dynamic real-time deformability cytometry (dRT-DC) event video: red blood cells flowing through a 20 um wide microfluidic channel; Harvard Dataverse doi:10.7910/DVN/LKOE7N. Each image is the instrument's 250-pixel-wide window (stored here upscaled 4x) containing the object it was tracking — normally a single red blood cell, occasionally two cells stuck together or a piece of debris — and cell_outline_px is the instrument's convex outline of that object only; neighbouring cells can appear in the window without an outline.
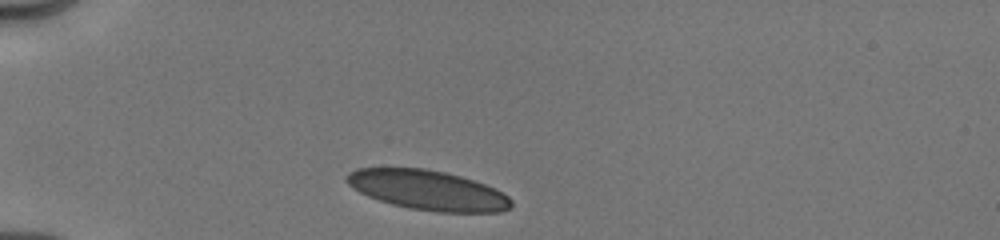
{"species": "human", "species_latin": "Homo sapiens", "temperature_condition": "cold", "stored_images_in_passage": 6, "camera_frame_rate_fps": 3000, "um_per_image_px": 0.085, "donor": {"sex": "male"}, "frame": {"image": 1, "passage_image": 1, "time_ms": 0.0, "image_size_px": [1000, 240], "cell_outline_px": [[512, 204], [508, 208], [500, 212], [436, 212], [408, 208], [392, 204], [368, 196], [352, 188], [344, 180], [344, 176], [348, 172], [356, 168], [424, 168], [444, 172], [460, 176], [496, 188], [508, 196], [512, 200]], "centroid_in_image_um": [36.33, 16.16], "position_along_channel_um": 48.7, "area_um2": 38.15}}
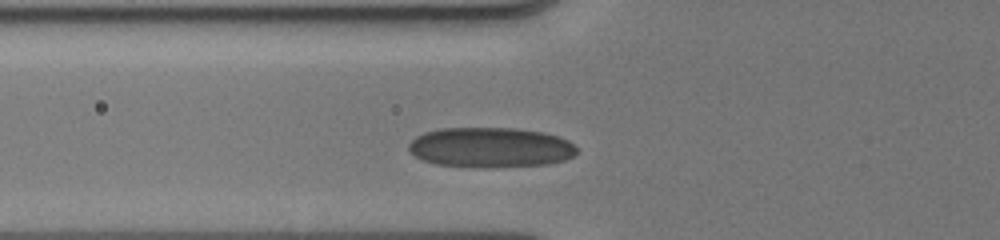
{"frame": {"image": 2, "passage_image": 4, "time_ms": 1.667, "image_size_px": [1000, 240], "cell_outline_px": [[576, 152], [572, 156], [564, 160], [548, 164], [484, 168], [436, 164], [424, 160], [416, 156], [408, 148], [408, 144], [416, 136], [424, 132], [440, 128], [512, 128], [544, 132], [568, 140], [576, 148]], "centroid_in_image_um": [41.67, 12.53], "position_along_channel_um": 84.1, "area_um2": 39.19}}
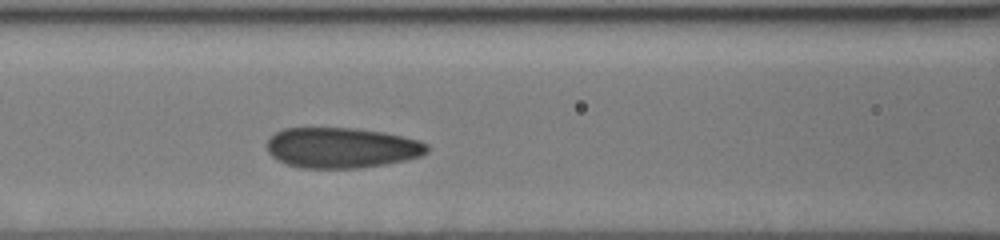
{"frame": {"image": 3, "passage_image": 6, "time_ms": 3.0, "image_size_px": [1000, 240], "cell_outline_px": [[428, 152], [420, 156], [404, 160], [384, 164], [360, 168], [304, 168], [288, 164], [272, 156], [268, 152], [268, 140], [276, 132], [284, 128], [356, 128], [384, 132], [420, 140], [428, 144]], "centroid_in_image_um": [29.07, 12.55], "position_along_channel_um": 137.5, "area_um2": 37.63}}